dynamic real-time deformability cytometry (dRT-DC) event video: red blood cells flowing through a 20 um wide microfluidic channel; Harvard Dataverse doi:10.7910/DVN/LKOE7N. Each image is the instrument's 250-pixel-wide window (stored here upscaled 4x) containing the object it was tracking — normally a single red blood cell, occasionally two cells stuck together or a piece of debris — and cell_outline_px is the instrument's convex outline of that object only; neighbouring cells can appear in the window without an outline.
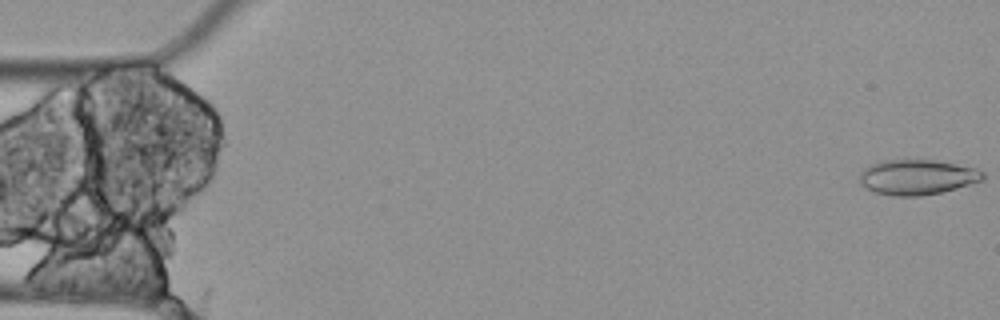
{"species": "Egyptian fruit bat (a non-hibernating species)", "species_latin": "Rousettus aegyptiacus", "temperature_condition": "cold", "stored_images_in_passage": 5, "camera_frame_rate_fps": 3000, "um_per_image_px": 0.085, "animal": {"sex": "female"}, "frame": {"image": 1, "passage_image": 1, "time_ms": 0.0, "image_size_px": [1000, 320], "cell_outline_px": [[984, 180], [956, 188], [940, 192], [920, 196], [892, 196], [876, 192], [860, 184], [860, 172], [868, 164], [880, 160], [932, 160], [956, 164], [976, 168], [984, 172]], "centroid_in_image_um": [77.94, 15.05], "position_along_channel_um": 7.1, "area_um2": 25.26}}
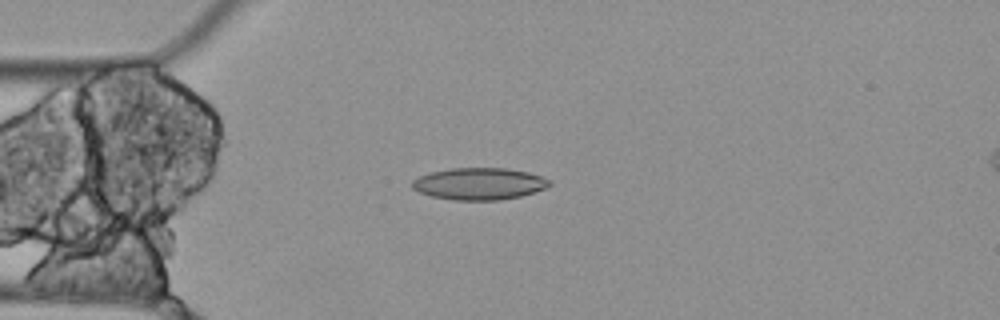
{"frame": {"image": 2, "passage_image": 5, "time_ms": 1.333, "image_size_px": [1000, 320], "cell_outline_px": [[552, 184], [548, 188], [520, 196], [500, 200], [452, 200], [432, 196], [420, 192], [412, 188], [412, 180], [428, 172], [452, 168], [504, 168], [528, 172], [540, 176], [548, 180]], "centroid_in_image_um": [40.72, 15.62], "position_along_channel_um": 44.3, "area_um2": 25.55}}